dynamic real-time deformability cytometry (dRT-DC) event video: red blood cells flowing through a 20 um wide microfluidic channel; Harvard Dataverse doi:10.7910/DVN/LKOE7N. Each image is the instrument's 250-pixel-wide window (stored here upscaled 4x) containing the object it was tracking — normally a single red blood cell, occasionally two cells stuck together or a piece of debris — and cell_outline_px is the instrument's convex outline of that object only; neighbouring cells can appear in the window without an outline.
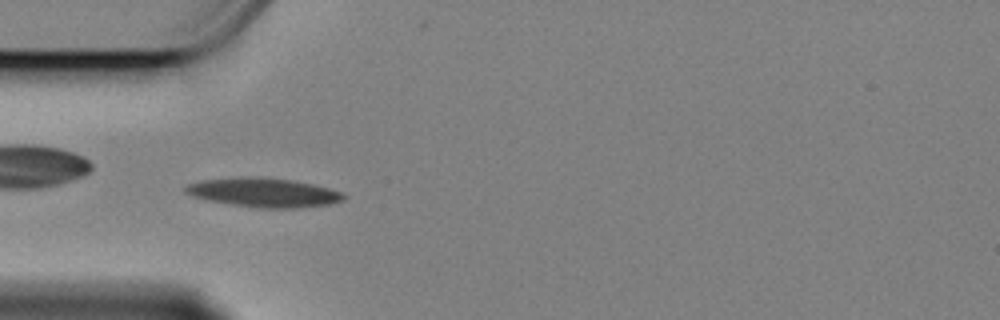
{"species": "Egyptian fruit bat (a non-hibernating species)", "species_latin": "Rousettus aegyptiacus", "temperature_condition": "cold", "stored_images_in_passage": 51, "camera_frame_rate_fps": 3000, "um_per_image_px": 0.085, "animal": {"sex": "female"}, "frame": {"image": 1, "passage_image": 10, "time_ms": 3.0, "image_size_px": [1000, 320], "cell_outline_px": [[348, 196], [344, 200], [332, 204], [300, 208], [256, 208], [208, 200], [192, 196], [184, 192], [184, 188], [188, 184], [200, 180], [252, 176], [292, 180], [312, 184], [328, 188], [340, 192]], "centroid_in_image_um": [22.43, 16.37], "position_along_channel_um": 62.6, "area_um2": 26.88}}
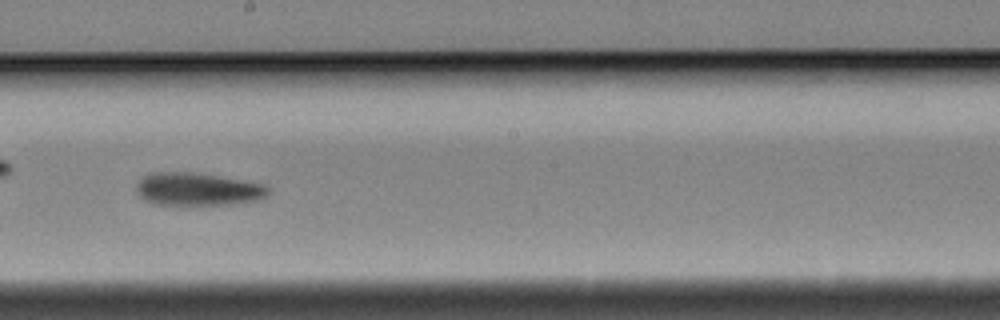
{"frame": {"image": 2, "passage_image": 25, "time_ms": 8.0, "image_size_px": [1000, 320], "cell_outline_px": [[268, 196], [260, 200], [232, 204], [152, 204], [144, 200], [136, 192], [136, 184], [144, 176], [152, 172], [188, 172], [264, 184], [268, 188]], "centroid_in_image_um": [16.77, 16.09], "position_along_channel_um": 231.4, "area_um2": 24.91}}
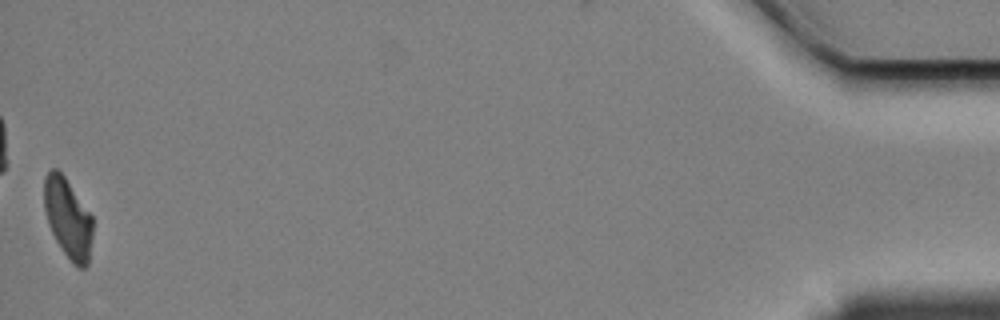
{"frame": {"image": 3, "passage_image": 51, "time_ms": 16.667, "image_size_px": [1000, 320], "cell_outline_px": [[92, 236], [88, 264], [84, 268], [76, 268], [72, 264], [56, 240], [48, 224], [44, 208], [44, 176], [52, 168], [56, 168], [64, 176], [92, 216]], "centroid_in_image_um": [5.77, 18.57], "position_along_channel_um": 429.4, "area_um2": 22.48}, "authors_computed_cell_mechanics": {"area_um2": 24.9696, "velocity_mm_per_s": 3.3829, "shape_relaxation_time_tau1_ms": 5.353, "shape_relaxation_time_tau2_ms": null, "deformation_change_tau1": 0.1547, "deformation_change_tau2": null}}